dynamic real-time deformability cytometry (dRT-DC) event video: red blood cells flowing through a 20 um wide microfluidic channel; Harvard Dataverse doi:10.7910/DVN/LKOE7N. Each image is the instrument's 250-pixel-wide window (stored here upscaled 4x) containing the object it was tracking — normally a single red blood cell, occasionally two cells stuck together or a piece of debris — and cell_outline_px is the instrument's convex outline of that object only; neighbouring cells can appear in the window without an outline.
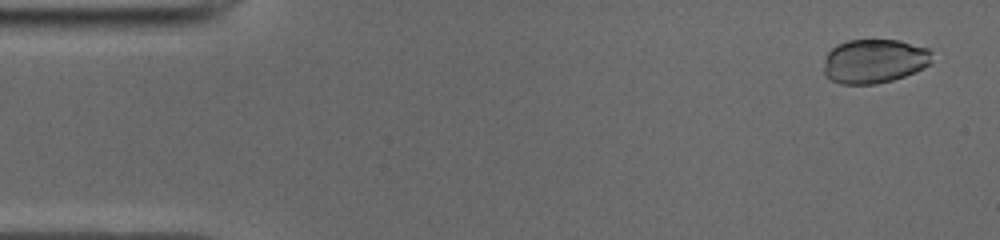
{"species": "common noctule bat (a hibernating species)", "species_latin": "Nyctalus noctula", "temperature_condition": "cold", "stored_images_in_passage": 49, "camera_frame_rate_fps": 3000, "um_per_image_px": 0.085, "animal": {"sex": "male", "body_mass_g": 19.0, "forearm_length_mm": 50.8}, "frame": {"image": 1, "passage_image": 1, "time_ms": 0.0, "image_size_px": [1000, 240], "cell_outline_px": [[932, 52], [928, 64], [924, 68], [916, 72], [892, 80], [876, 84], [840, 84], [824, 76], [824, 56], [836, 44], [848, 40], [900, 40], [928, 48]], "centroid_in_image_um": [74.28, 5.19], "position_along_channel_um": 10.7, "area_um2": 28.03}}
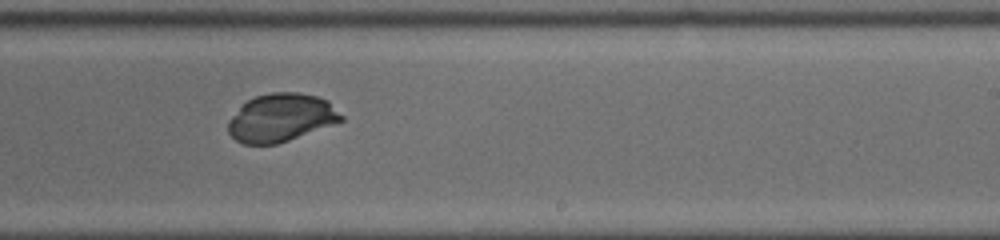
{"frame": {"image": 2, "passage_image": 29, "time_ms": 9.333, "image_size_px": [1000, 240], "cell_outline_px": [[344, 120], [288, 140], [276, 144], [244, 144], [236, 140], [228, 132], [228, 120], [248, 100], [256, 96], [272, 92], [296, 92], [316, 96], [328, 100], [344, 116]], "centroid_in_image_um": [23.9, 10.0], "position_along_channel_um": 265.1, "area_um2": 31.33}}
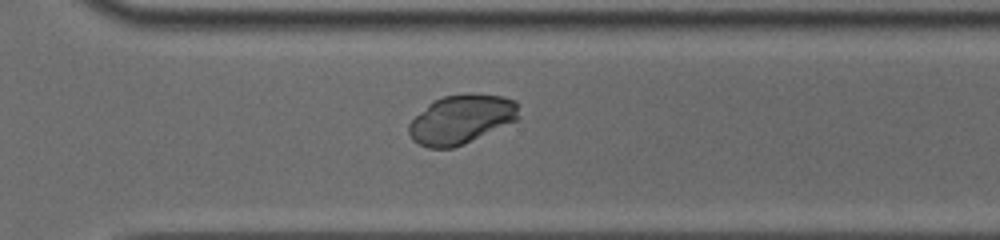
{"frame": {"image": 3, "passage_image": 34, "time_ms": 11.0, "image_size_px": [1000, 240], "cell_outline_px": [[520, 120], [464, 144], [452, 148], [428, 148], [412, 140], [408, 132], [408, 124], [428, 104], [444, 96], [468, 92], [504, 96], [516, 100], [520, 116]], "centroid_in_image_um": [39.26, 10.13], "position_along_channel_um": 331.3, "area_um2": 31.91}}